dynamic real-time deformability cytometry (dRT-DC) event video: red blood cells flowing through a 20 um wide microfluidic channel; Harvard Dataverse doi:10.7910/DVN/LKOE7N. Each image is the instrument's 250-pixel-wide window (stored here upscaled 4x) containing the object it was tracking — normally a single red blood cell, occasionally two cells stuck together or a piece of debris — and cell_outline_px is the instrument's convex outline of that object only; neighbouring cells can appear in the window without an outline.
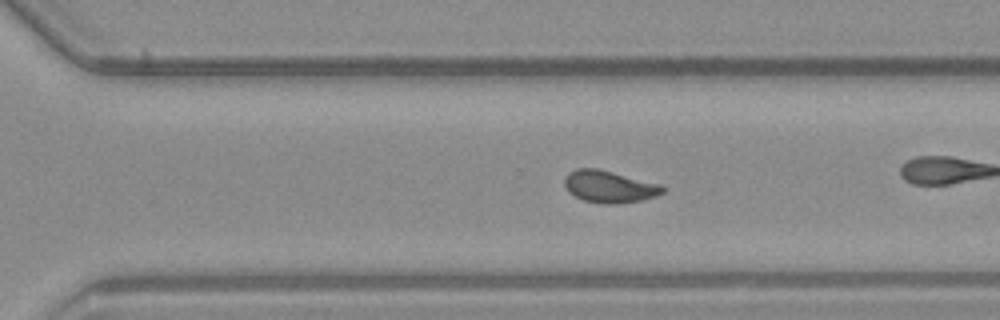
{"species": "common noctule bat (a hibernating species)", "species_latin": "Nyctalus noctula", "temperature_condition": "warm", "stored_images_in_passage": 41, "camera_frame_rate_fps": 3000, "um_per_image_px": 0.085, "animal": {"sex": "male", "body_mass_g": 23.1, "forearm_length_mm": 52.7}, "frame": {"image": 1, "passage_image": 30, "time_ms": 9.667, "image_size_px": [1000, 320], "cell_outline_px": [[664, 192], [656, 196], [640, 200], [612, 204], [604, 204], [584, 200], [568, 192], [564, 184], [564, 176], [568, 172], [576, 168], [596, 168], [660, 184], [664, 188]], "centroid_in_image_um": [51.74, 15.85], "position_along_channel_um": 318.9, "area_um2": 18.15}, "authors_computed_cell_mechanics": {"area_um2": 18.0336, "velocity_mm_per_s": 3.8879, "shape_relaxation_time_tau1_ms": 9.5849, "shape_relaxation_time_tau2_ms": 1.7308, "deformation_change_tau1": 0.2373, "deformation_change_tau2": 0.0675}}